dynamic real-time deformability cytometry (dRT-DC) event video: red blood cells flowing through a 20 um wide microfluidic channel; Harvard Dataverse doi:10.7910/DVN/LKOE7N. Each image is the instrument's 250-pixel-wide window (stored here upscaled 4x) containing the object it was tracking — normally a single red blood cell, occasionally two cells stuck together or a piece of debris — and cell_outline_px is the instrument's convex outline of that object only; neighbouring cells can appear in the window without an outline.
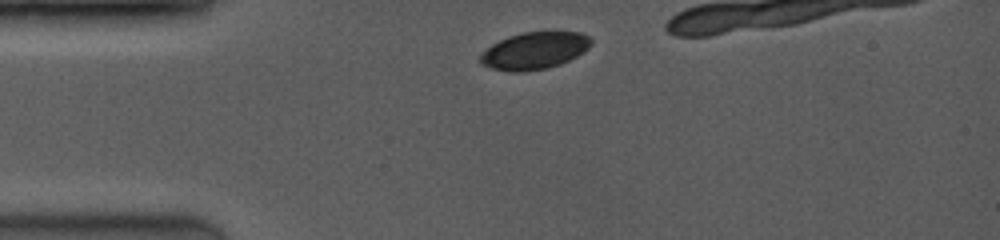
{"species": "common noctule bat (a hibernating species)", "species_latin": "Nyctalus noctula", "temperature_condition": "room temperature", "stored_images_in_passage": 8, "camera_frame_rate_fps": 3500, "um_per_image_px": 0.085, "animal": {"sex": "female", "body_mass_g": 19.0, "forearm_length_mm": 53.3}, "frame": {"image": 1, "passage_image": 1, "time_ms": 0.0, "image_size_px": [1000, 240], "cell_outline_px": [[592, 44], [584, 52], [560, 64], [548, 68], [524, 72], [508, 72], [492, 68], [480, 64], [480, 56], [492, 44], [508, 36], [524, 32], [580, 32], [588, 36], [592, 40]], "centroid_in_image_um": [45.43, 4.32], "position_along_channel_um": 39.6, "area_um2": 23.93}}